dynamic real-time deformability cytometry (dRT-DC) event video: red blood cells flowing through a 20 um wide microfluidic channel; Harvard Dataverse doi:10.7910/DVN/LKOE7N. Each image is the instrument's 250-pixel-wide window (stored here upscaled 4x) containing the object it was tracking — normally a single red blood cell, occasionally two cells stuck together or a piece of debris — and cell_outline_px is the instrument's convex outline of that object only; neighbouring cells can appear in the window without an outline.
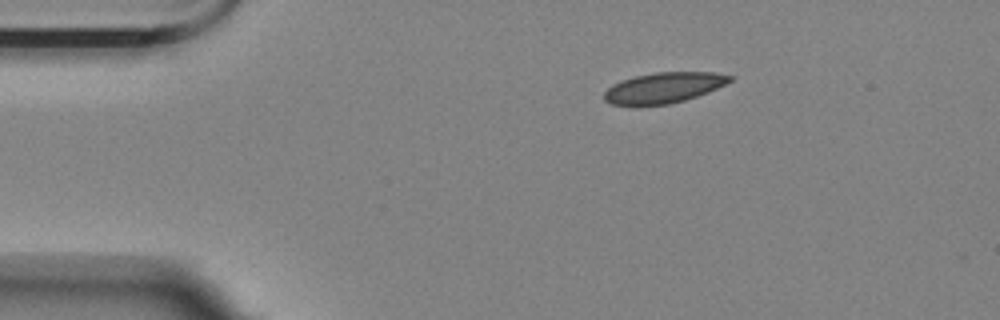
{"species": "Egyptian fruit bat (a non-hibernating species)", "species_latin": "Rousettus aegyptiacus", "temperature_condition": "room temperature", "stored_images_in_passage": 48, "camera_frame_rate_fps": 3000, "um_per_image_px": 0.085, "animal": {"sex": "female"}, "frame": {"image": 1, "passage_image": 1, "time_ms": 0.0, "image_size_px": [1000, 320], "cell_outline_px": [[732, 80], [708, 92], [684, 100], [668, 104], [636, 108], [632, 108], [612, 104], [604, 100], [604, 92], [612, 84], [620, 80], [636, 76], [656, 72], [712, 72], [732, 76]], "centroid_in_image_um": [56.32, 7.49], "position_along_channel_um": 28.7, "area_um2": 22.83}}
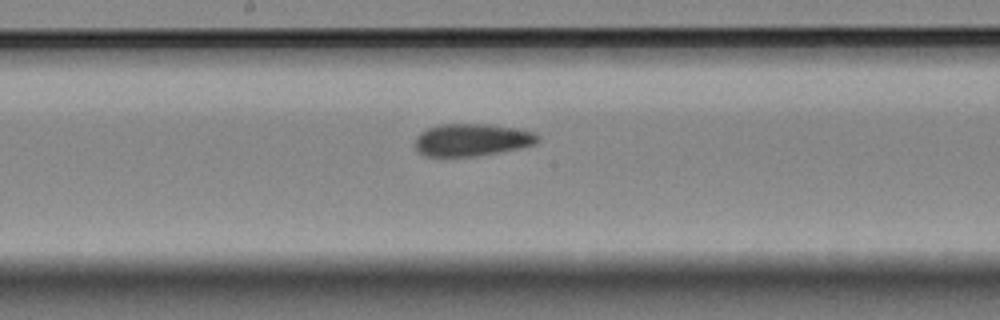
{"frame": {"image": 2, "passage_image": 21, "time_ms": 6.667, "image_size_px": [1000, 320], "cell_outline_px": [[540, 140], [536, 144], [496, 152], [472, 156], [428, 156], [420, 152], [416, 148], [416, 136], [420, 132], [428, 128], [440, 124], [484, 124], [512, 128], [532, 132], [540, 136]], "centroid_in_image_um": [40.09, 11.88], "position_along_channel_um": 208.1, "area_um2": 22.66}}
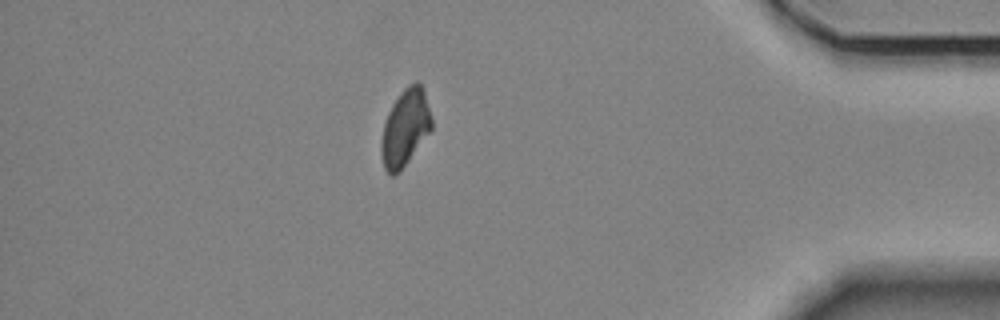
{"frame": {"image": 3, "passage_image": 41, "time_ms": 13.333, "image_size_px": [1000, 320], "cell_outline_px": [[432, 128], [408, 160], [392, 176], [384, 168], [380, 152], [380, 144], [384, 124], [388, 112], [392, 104], [400, 92], [408, 84], [416, 80], [420, 84], [424, 92], [432, 120]], "centroid_in_image_um": [34.42, 10.81], "position_along_channel_um": 400.8, "area_um2": 22.02}, "authors_computed_cell_mechanics": {"area_um2": 23.0911, "velocity_mm_per_s": 3.4714, "shape_relaxation_time_tau1_ms": null, "shape_relaxation_time_tau2_ms": 2.1159, "deformation_change_tau1": null, "deformation_change_tau2": 0.0566}}